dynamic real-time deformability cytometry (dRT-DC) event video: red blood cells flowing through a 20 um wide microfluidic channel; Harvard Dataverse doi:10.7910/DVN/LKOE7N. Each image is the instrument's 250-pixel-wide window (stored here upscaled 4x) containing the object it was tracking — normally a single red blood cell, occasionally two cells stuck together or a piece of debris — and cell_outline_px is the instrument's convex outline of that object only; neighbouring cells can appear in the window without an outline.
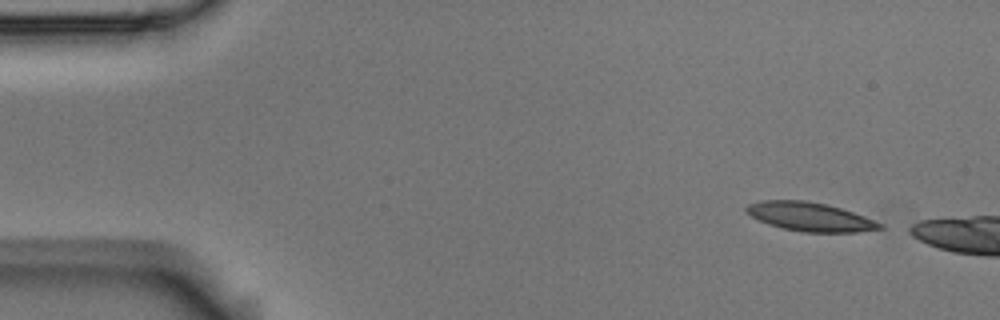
{"species": "Egyptian fruit bat (a non-hibernating species)", "species_latin": "Rousettus aegyptiacus", "temperature_condition": "room temperature", "stored_images_in_passage": 4, "camera_frame_rate_fps": 3000, "um_per_image_px": 0.085, "animal": {"sex": "male"}, "frame": {"image": 1, "passage_image": 1, "time_ms": 0.0, "image_size_px": [1000, 320], "cell_outline_px": [[884, 228], [860, 232], [804, 232], [780, 228], [768, 224], [744, 212], [744, 208], [748, 204], [764, 200], [804, 200], [824, 204], [840, 208], [864, 216], [884, 224]], "centroid_in_image_um": [68.84, 18.43], "position_along_channel_um": 16.2, "area_um2": 22.37}}